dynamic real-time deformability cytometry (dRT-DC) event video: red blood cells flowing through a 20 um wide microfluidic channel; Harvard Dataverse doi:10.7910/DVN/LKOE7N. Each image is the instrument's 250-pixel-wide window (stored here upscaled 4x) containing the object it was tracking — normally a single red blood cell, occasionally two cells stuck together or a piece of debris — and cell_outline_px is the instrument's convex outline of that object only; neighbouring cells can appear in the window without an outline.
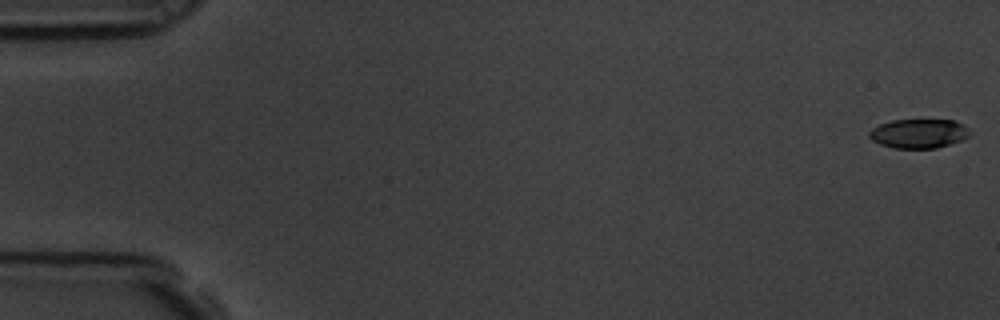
{"species": "common noctule bat (a hibernating species)", "species_latin": "Nyctalus noctula", "temperature_condition": "room temperature", "stored_images_in_passage": 52, "camera_frame_rate_fps": 3000, "um_per_image_px": 0.085, "animal": {"sex": "male", "body_mass_g": 19.5, "forearm_length_mm": 54.6}, "frame": {"image": 1, "passage_image": 1, "time_ms": 0.0, "image_size_px": [1000, 320], "cell_outline_px": [[968, 136], [960, 140], [936, 148], [892, 148], [880, 144], [872, 140], [868, 136], [868, 132], [872, 128], [880, 124], [892, 120], [956, 120], [964, 124], [968, 128]], "centroid_in_image_um": [78.06, 11.34], "position_along_channel_um": 6.9, "area_um2": 17.05}}
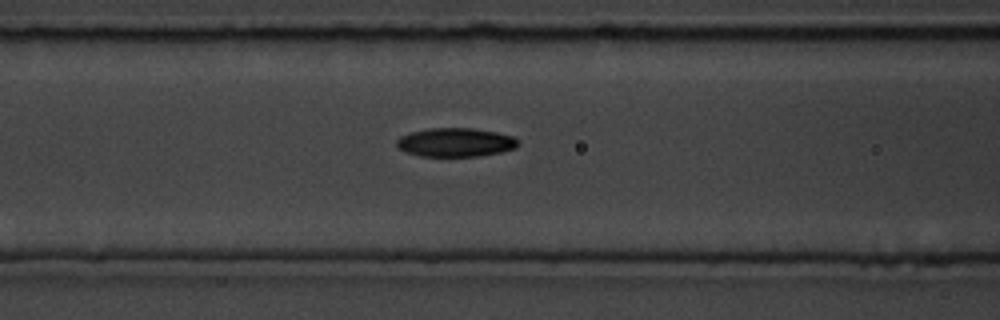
{"frame": {"image": 2, "passage_image": 24, "time_ms": 7.667, "image_size_px": [1000, 320], "cell_outline_px": [[520, 144], [516, 148], [500, 152], [480, 156], [420, 156], [404, 152], [396, 144], [396, 140], [400, 136], [412, 132], [428, 128], [472, 128], [496, 132], [512, 136]], "centroid_in_image_um": [38.71, 12.1], "position_along_channel_um": 127.9, "area_um2": 20.35}}
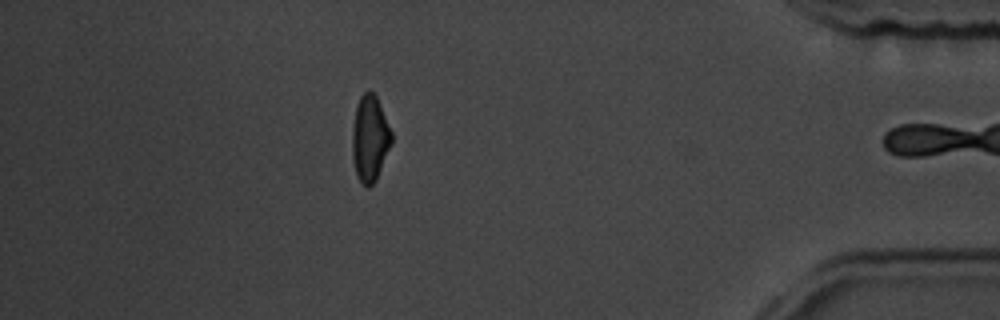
{"frame": {"image": 3, "passage_image": 51, "time_ms": 16.667, "image_size_px": [1000, 320], "cell_outline_px": [[392, 144], [376, 180], [368, 188], [356, 176], [352, 156], [352, 128], [356, 104], [360, 96], [368, 88], [376, 96], [380, 104], [392, 132]], "centroid_in_image_um": [31.43, 11.75], "position_along_channel_um": 403.8, "area_um2": 19.94}, "authors_computed_cell_mechanics": {"area_um2": 20.1144, "velocity_mm_per_s": 3.5647, "shape_relaxation_time_tau1_ms": 3.5725, "shape_relaxation_time_tau2_ms": 6.103, "deformation_change_tau1": 0.1398, "deformation_change_tau2": 0.1046}}